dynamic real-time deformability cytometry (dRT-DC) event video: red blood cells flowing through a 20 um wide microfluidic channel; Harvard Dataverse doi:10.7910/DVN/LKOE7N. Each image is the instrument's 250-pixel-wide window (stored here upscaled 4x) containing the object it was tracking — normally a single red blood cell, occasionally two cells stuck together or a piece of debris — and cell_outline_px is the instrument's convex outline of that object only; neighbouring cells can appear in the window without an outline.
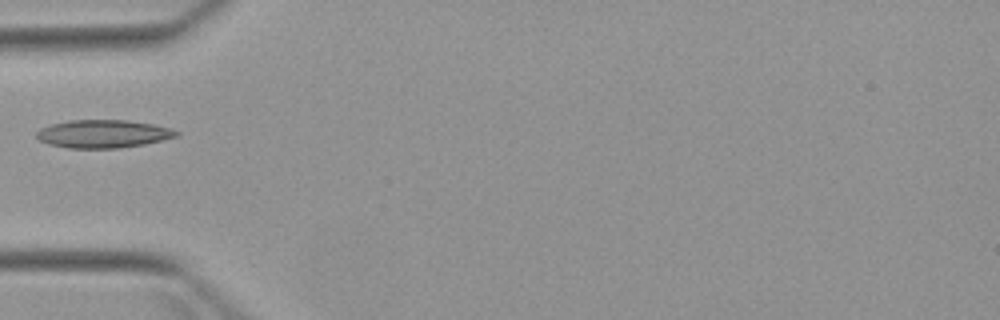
{"species": "Egyptian fruit bat (a non-hibernating species)", "species_latin": "Rousettus aegyptiacus", "temperature_condition": "warm", "stored_images_in_passage": 3, "camera_frame_rate_fps": 3000, "um_per_image_px": 0.085, "animal": {"sex": "female"}, "frame": {"image": 1, "passage_image": 3, "time_ms": 2.667, "image_size_px": [1000, 320], "cell_outline_px": [[180, 136], [144, 144], [120, 148], [68, 148], [48, 144], [40, 140], [36, 136], [36, 132], [40, 128], [52, 124], [68, 120], [128, 120], [152, 124], [172, 128], [180, 132]], "centroid_in_image_um": [8.79, 11.37], "position_along_channel_um": 76.2, "area_um2": 22.95}}